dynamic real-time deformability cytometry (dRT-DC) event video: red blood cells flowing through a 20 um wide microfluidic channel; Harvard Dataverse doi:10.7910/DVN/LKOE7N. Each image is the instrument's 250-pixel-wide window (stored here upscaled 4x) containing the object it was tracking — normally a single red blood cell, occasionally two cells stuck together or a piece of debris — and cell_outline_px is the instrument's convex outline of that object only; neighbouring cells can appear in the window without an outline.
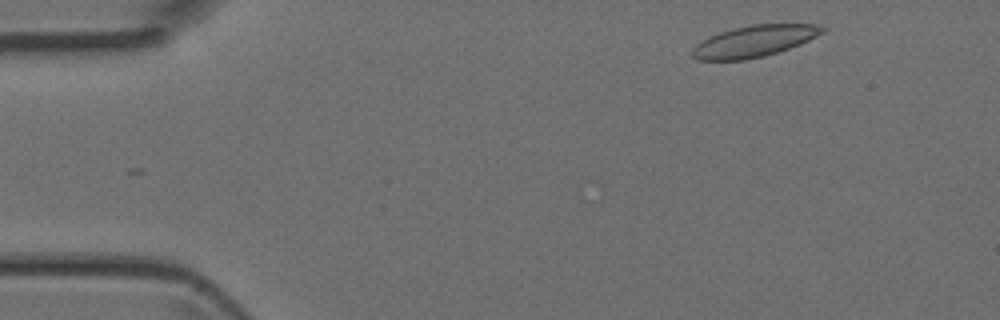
{"species": "Egyptian fruit bat (a non-hibernating species)", "species_latin": "Rousettus aegyptiacus", "temperature_condition": "room temperature", "stored_images_in_passage": 3, "camera_frame_rate_fps": 3000, "um_per_image_px": 0.085, "animal": {"sex": "female"}, "frame": {"image": 1, "passage_image": 1, "time_ms": 0.0, "image_size_px": [1000, 320], "cell_outline_px": [[828, 28], [824, 32], [800, 44], [764, 56], [744, 60], [696, 60], [692, 56], [692, 48], [696, 44], [708, 36], [732, 28], [752, 24], [816, 24]], "centroid_in_image_um": [64.08, 3.49], "position_along_channel_um": 20.9, "area_um2": 23.87}}